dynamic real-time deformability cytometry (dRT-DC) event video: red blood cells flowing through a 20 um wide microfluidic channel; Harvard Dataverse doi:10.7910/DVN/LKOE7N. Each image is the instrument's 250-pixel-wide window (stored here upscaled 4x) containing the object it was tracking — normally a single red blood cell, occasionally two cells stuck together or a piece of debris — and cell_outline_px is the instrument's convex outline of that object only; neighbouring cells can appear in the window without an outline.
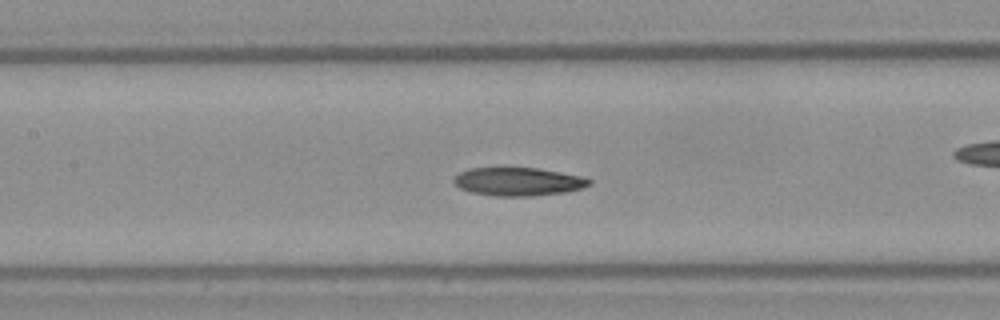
{"species": "Egyptian fruit bat (a non-hibernating species)", "species_latin": "Rousettus aegyptiacus", "temperature_condition": "warm", "stored_images_in_passage": 33, "camera_frame_rate_fps": 3000, "um_per_image_px": 0.085, "frame": {"image": 1, "passage_image": 10, "time_ms": 3.0, "image_size_px": [1000, 320], "cell_outline_px": [[592, 184], [580, 188], [564, 192], [532, 196], [496, 196], [472, 192], [460, 188], [452, 180], [460, 172], [468, 168], [536, 168], [584, 176], [592, 180]], "centroid_in_image_um": [44.06, 15.43], "position_along_channel_um": 163.3, "area_um2": 22.2}}
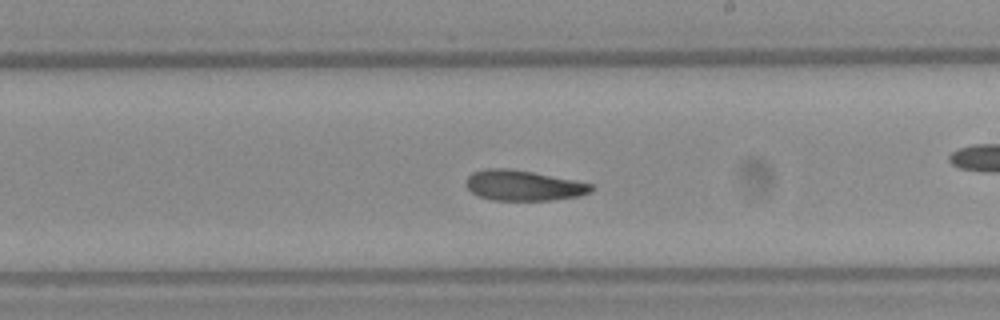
{"frame": {"image": 2, "passage_image": 15, "time_ms": 4.667, "image_size_px": [1000, 320], "cell_outline_px": [[592, 192], [580, 196], [552, 200], [492, 200], [476, 196], [464, 184], [464, 180], [472, 172], [484, 168], [508, 168], [532, 172], [592, 184]], "centroid_in_image_um": [44.42, 15.77], "position_along_channel_um": 244.6, "area_um2": 22.25}}
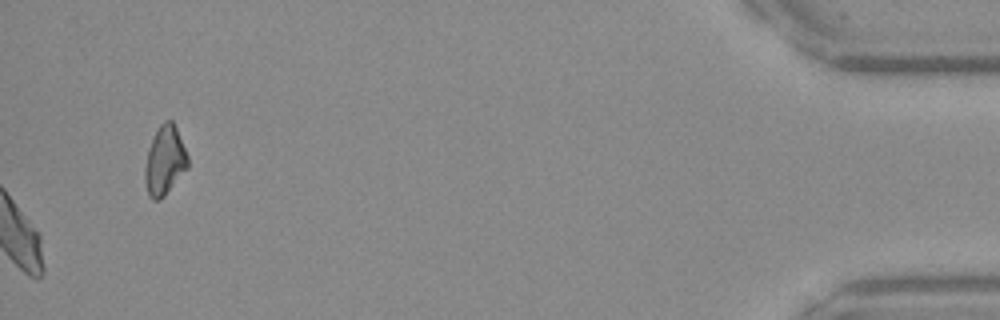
{"frame": {"image": 3, "passage_image": 33, "time_ms": 10.667, "image_size_px": [1000, 320], "cell_outline_px": [[188, 168], [164, 196], [160, 200], [152, 200], [148, 196], [144, 180], [144, 168], [148, 148], [160, 124], [164, 120], [172, 120], [176, 128], [188, 156]], "centroid_in_image_um": [13.98, 13.68], "position_along_channel_um": 421.2, "area_um2": 17.28}}